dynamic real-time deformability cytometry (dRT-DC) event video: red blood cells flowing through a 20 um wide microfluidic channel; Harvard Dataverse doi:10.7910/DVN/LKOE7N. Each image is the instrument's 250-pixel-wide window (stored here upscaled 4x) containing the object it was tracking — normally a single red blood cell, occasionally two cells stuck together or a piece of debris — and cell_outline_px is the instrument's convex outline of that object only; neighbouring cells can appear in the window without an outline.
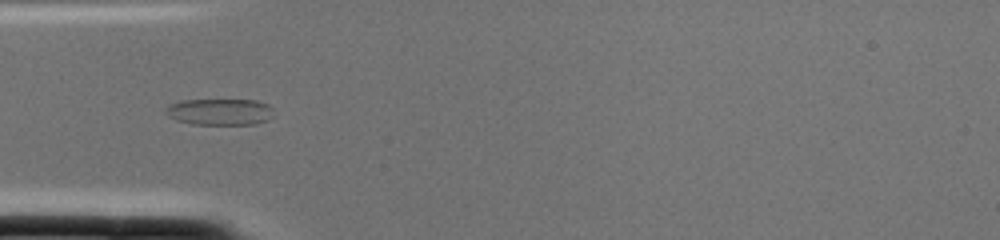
{"species": "common noctule bat (a hibernating species)", "species_latin": "Nyctalus noctula", "temperature_condition": "cold", "stored_images_in_passage": 2, "camera_frame_rate_fps": 3000, "um_per_image_px": 0.085, "animal": {"sex": "female", "body_mass_g": 22.0, "forearm_length_mm": 56.7}, "frame": {"image": 1, "passage_image": 2, "time_ms": 0.333, "image_size_px": [1000, 240], "cell_outline_px": [[272, 116], [268, 120], [252, 124], [192, 124], [176, 120], [168, 116], [164, 112], [164, 108], [168, 104], [180, 100], [256, 100], [268, 104], [272, 108]], "centroid_in_image_um": [18.63, 9.5], "position_along_channel_um": 66.4, "area_um2": 16.76}}